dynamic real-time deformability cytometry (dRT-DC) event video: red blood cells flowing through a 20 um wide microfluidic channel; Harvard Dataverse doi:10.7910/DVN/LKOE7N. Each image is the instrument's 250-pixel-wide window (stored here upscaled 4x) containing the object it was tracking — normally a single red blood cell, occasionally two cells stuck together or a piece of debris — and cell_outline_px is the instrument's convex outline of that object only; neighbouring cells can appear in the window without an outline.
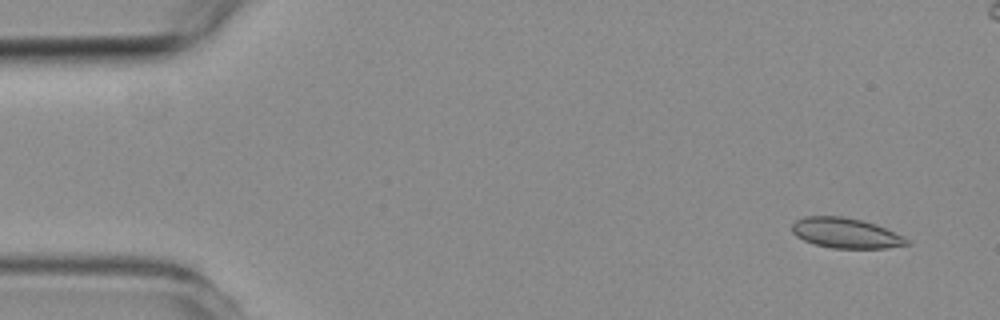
{"species": "common noctule bat (a hibernating species)", "species_latin": "Nyctalus noctula", "temperature_condition": "room temperature", "stored_images_in_passage": 5, "camera_frame_rate_fps": 3000, "um_per_image_px": 0.085, "animal": {"sex": "female", "body_mass_g": 19.3, "forearm_length_mm": 54.1}, "frame": {"image": 1, "passage_image": 1, "time_ms": 0.0, "image_size_px": [1000, 320], "cell_outline_px": [[912, 244], [888, 248], [832, 248], [812, 244], [796, 236], [792, 232], [792, 224], [796, 220], [804, 216], [840, 216], [860, 220], [876, 224], [904, 236]], "centroid_in_image_um": [71.89, 19.82], "position_along_channel_um": 13.1, "area_um2": 20.29}}